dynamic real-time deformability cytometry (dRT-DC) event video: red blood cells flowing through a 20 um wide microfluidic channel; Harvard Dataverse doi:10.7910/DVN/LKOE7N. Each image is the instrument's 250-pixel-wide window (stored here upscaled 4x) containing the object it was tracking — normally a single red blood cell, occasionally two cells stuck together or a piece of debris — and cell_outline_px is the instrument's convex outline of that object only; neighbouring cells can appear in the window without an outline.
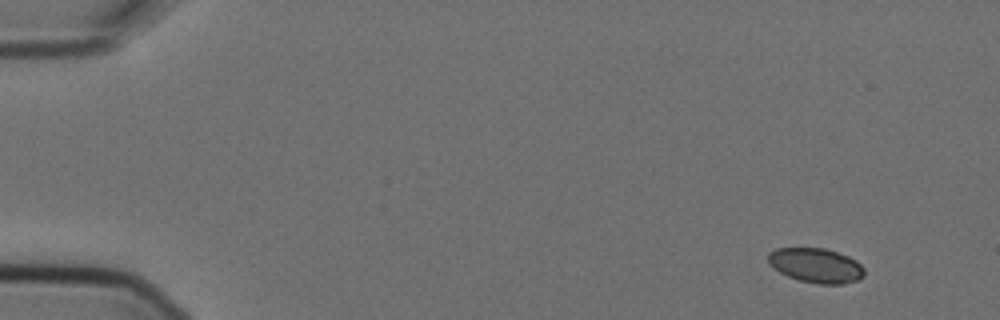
{"species": "Egyptian fruit bat (a non-hibernating species)", "species_latin": "Rousettus aegyptiacus", "temperature_condition": "cold", "stored_images_in_passage": 5, "camera_frame_rate_fps": 3000, "um_per_image_px": 0.085, "animal": {"sex": "female"}, "frame": {"image": 1, "passage_image": 1, "time_ms": 0.0, "image_size_px": [1000, 320], "cell_outline_px": [[864, 276], [860, 280], [844, 284], [820, 284], [800, 280], [788, 276], [780, 272], [768, 264], [768, 252], [776, 248], [824, 248], [848, 256], [856, 260], [864, 268]], "centroid_in_image_um": [69.37, 22.56], "position_along_channel_um": 15.6, "area_um2": 19.48}}
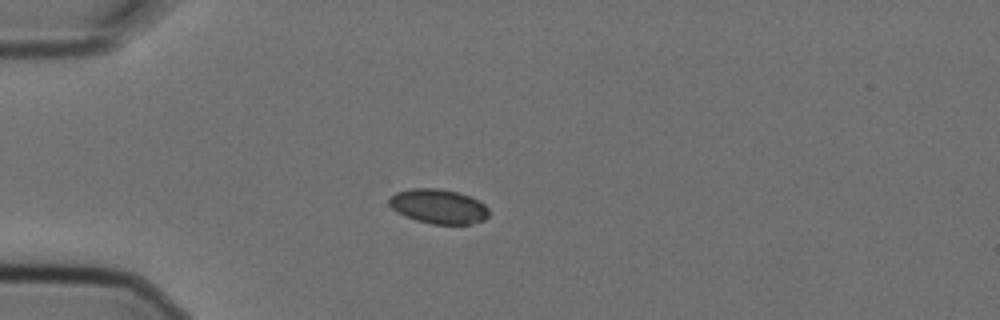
{"frame": {"image": 2, "passage_image": 4, "time_ms": 1.0, "image_size_px": [1000, 320], "cell_outline_px": [[488, 216], [484, 220], [472, 224], [432, 224], [416, 220], [404, 216], [396, 212], [388, 204], [388, 196], [396, 192], [412, 188], [436, 188], [456, 192], [472, 196], [480, 200], [488, 208]], "centroid_in_image_um": [37.25, 17.54], "position_along_channel_um": 47.7, "area_um2": 20.35}}